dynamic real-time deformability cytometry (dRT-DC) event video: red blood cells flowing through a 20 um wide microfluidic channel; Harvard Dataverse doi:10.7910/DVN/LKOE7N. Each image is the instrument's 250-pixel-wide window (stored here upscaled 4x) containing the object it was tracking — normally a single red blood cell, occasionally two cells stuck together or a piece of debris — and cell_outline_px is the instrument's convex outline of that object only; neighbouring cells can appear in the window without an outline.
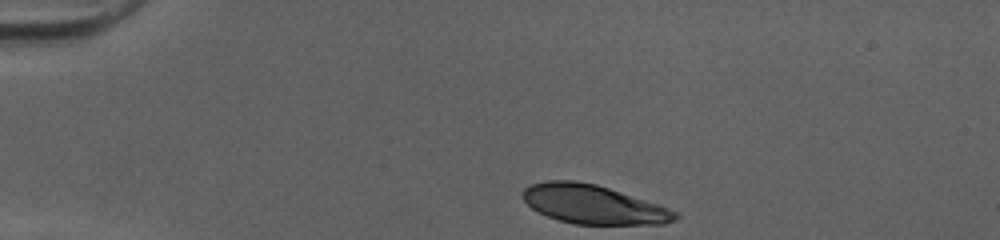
{"species": "human", "species_latin": "Homo sapiens", "temperature_condition": "cold", "stored_images_in_passage": 33, "camera_frame_rate_fps": 3000, "um_per_image_px": 0.085, "donor": {"sex": "female"}, "frame": {"image": 1, "passage_image": 1, "time_ms": 0.0, "image_size_px": [1000, 240], "cell_outline_px": [[680, 216], [676, 220], [664, 224], [572, 224], [548, 216], [532, 208], [520, 196], [520, 192], [524, 188], [532, 184], [548, 180], [576, 180], [596, 184], [680, 212]], "centroid_in_image_um": [50.41, 17.37], "position_along_channel_um": 34.6, "area_um2": 34.45}}
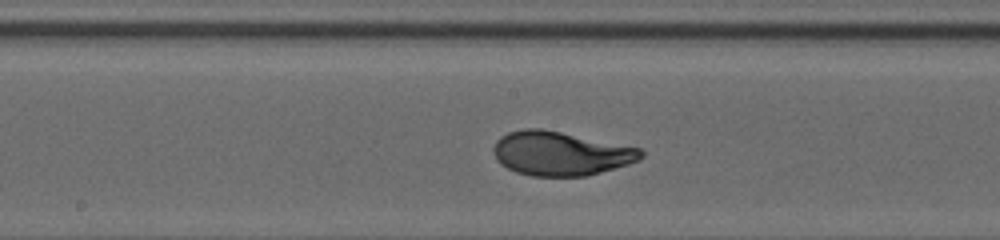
{"frame": {"image": 2, "passage_image": 18, "time_ms": 5.667, "image_size_px": [1000, 240], "cell_outline_px": [[644, 156], [640, 160], [628, 164], [588, 176], [532, 176], [516, 172], [500, 164], [496, 160], [492, 152], [492, 148], [496, 140], [500, 136], [508, 132], [524, 128], [540, 128], [640, 148], [644, 152]], "centroid_in_image_um": [47.61, 13.05], "position_along_channel_um": 200.6, "area_um2": 37.92}}
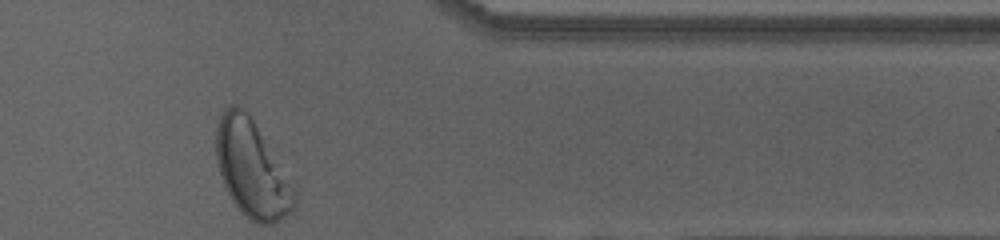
{"frame": {"image": 3, "passage_image": 33, "time_ms": 10.667, "image_size_px": [1000, 240], "cell_outline_px": [[296, 200], [292, 212], [280, 220], [272, 224], [256, 224], [244, 216], [232, 200], [224, 184], [216, 160], [216, 128], [220, 112], [224, 108], [232, 104], [236, 104], [244, 108], [296, 184]], "centroid_in_image_um": [21.44, 14.37], "position_along_channel_um": 390.0, "area_um2": 44.8}, "authors_computed_cell_mechanics": {"area_um2": 37.3966, "velocity_mm_per_s": 4.0305, "shape_relaxation_time_tau1_ms": 3.2711, "shape_relaxation_time_tau2_ms": null, "deformation_change_tau1": 0.1922, "deformation_change_tau2": null}}